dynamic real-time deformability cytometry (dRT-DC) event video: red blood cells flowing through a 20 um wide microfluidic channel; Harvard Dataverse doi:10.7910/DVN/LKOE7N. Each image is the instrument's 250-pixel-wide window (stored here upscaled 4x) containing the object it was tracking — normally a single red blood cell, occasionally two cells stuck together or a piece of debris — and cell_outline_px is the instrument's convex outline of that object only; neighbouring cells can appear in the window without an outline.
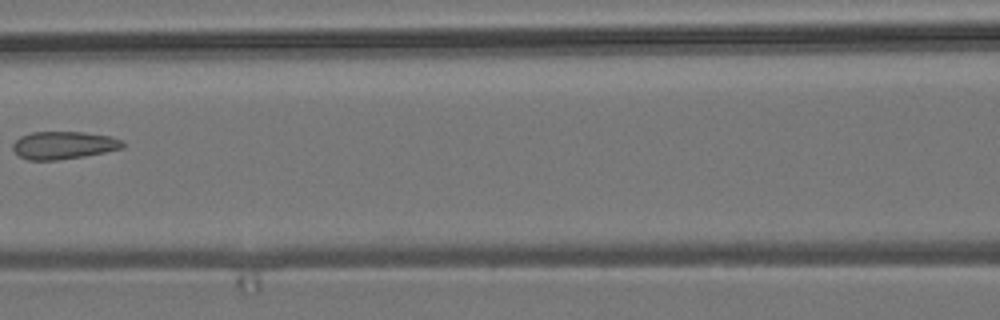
{"species": "common noctule bat (a hibernating species)", "species_latin": "Nyctalus noctula", "temperature_condition": "room temperature", "stored_images_in_passage": 7, "camera_frame_rate_fps": 3000, "um_per_image_px": 0.085, "animal": {"sex": "male", "body_mass_g": 19.2, "forearm_length_mm": 51.8}, "frame": {"image": 1, "passage_image": 6, "time_ms": 1.667, "image_size_px": [1000, 320], "cell_outline_px": [[124, 148], [84, 156], [56, 160], [28, 160], [20, 156], [12, 148], [12, 144], [20, 136], [32, 132], [84, 132], [112, 136], [124, 140]], "centroid_in_image_um": [5.43, 12.33], "position_along_channel_um": 161.2, "area_um2": 17.8}}
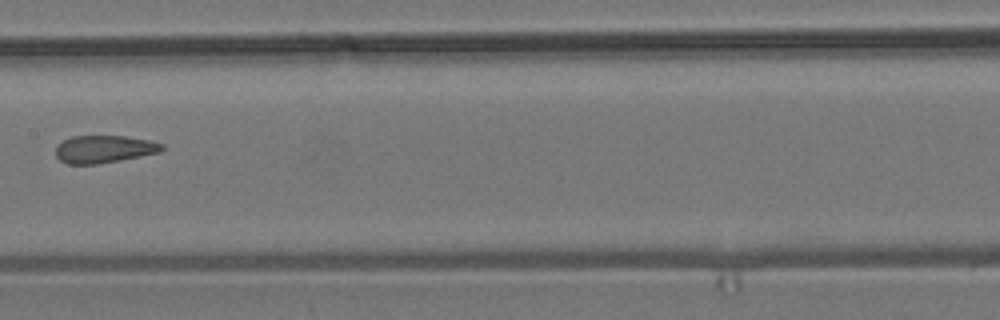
{"frame": {"image": 2, "passage_image": 7, "time_ms": 2.0, "image_size_px": [1000, 320], "cell_outline_px": [[164, 148], [160, 152], [120, 160], [96, 164], [68, 164], [60, 160], [56, 156], [56, 144], [72, 136], [124, 136], [148, 140], [164, 144]], "centroid_in_image_um": [8.83, 12.67], "position_along_channel_um": 198.6, "area_um2": 16.99}}